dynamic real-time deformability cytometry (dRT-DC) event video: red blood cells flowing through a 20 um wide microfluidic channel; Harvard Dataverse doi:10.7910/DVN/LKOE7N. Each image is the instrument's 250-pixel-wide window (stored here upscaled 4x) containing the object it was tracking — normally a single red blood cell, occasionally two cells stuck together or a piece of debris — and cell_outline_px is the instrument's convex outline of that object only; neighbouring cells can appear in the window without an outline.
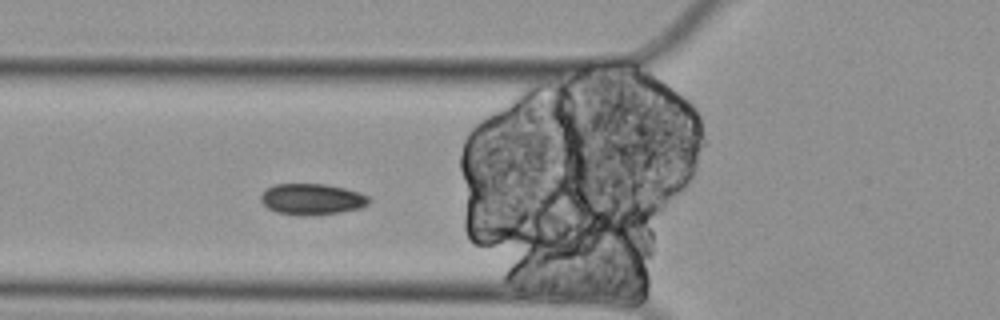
{"species": "Egyptian fruit bat (a non-hibernating species)", "species_latin": "Rousettus aegyptiacus", "temperature_condition": "cold", "stored_images_in_passage": 3, "segment_of_instrument_passage": [1, 2], "camera_frame_rate_fps": 3000, "um_per_image_px": 0.085, "animal": {"sex": "female"}, "frame": {"image": 1, "passage_image": 2, "time_ms": 0.333, "image_size_px": [1000, 320], "cell_outline_px": [[372, 200], [368, 204], [360, 208], [340, 212], [276, 212], [268, 208], [260, 200], [260, 196], [268, 188], [276, 184], [324, 184], [344, 188], [360, 192], [368, 196]], "centroid_in_image_um": [26.56, 16.87], "position_along_channel_um": 99.2, "area_um2": 18.61}}